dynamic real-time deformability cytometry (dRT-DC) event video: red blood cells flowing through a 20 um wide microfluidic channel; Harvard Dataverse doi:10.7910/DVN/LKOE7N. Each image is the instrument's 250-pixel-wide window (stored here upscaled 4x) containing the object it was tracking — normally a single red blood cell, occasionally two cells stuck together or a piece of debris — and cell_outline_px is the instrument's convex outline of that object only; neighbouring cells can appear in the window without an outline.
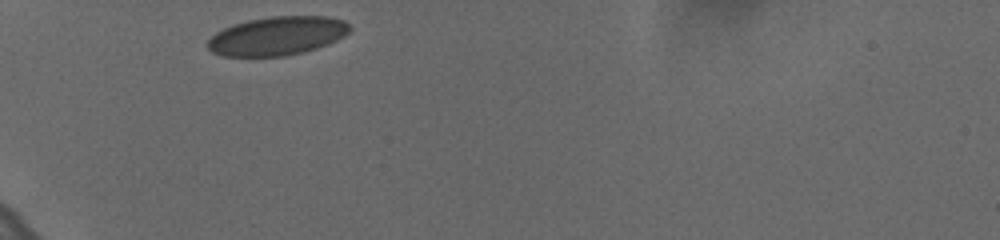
{"species": "human", "species_latin": "Homo sapiens", "temperature_condition": "cold", "stored_images_in_passage": 31, "camera_frame_rate_fps": 3000, "um_per_image_px": 0.085, "donor": {"sex": "female"}, "frame": {"image": 1, "passage_image": 1, "time_ms": 0.0, "image_size_px": [1000, 240], "cell_outline_px": [[352, 28], [344, 36], [328, 44], [304, 52], [284, 56], [224, 56], [212, 52], [204, 44], [216, 32], [224, 28], [248, 20], [272, 16], [328, 16], [344, 20]], "centroid_in_image_um": [23.57, 3.05], "position_along_channel_um": 61.4, "area_um2": 32.08}}
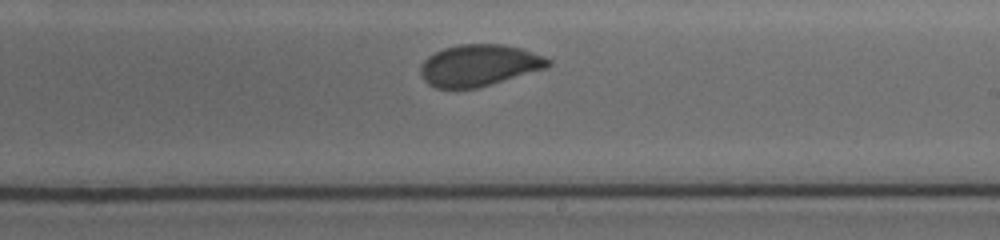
{"frame": {"image": 2, "passage_image": 18, "time_ms": 5.667, "image_size_px": [1000, 240], "cell_outline_px": [[552, 64], [548, 68], [476, 88], [436, 88], [428, 84], [424, 80], [420, 72], [420, 68], [424, 60], [428, 56], [444, 48], [460, 44], [504, 44], [520, 48], [544, 56], [552, 60]], "centroid_in_image_um": [40.75, 5.55], "position_along_channel_um": 248.3, "area_um2": 30.92}}
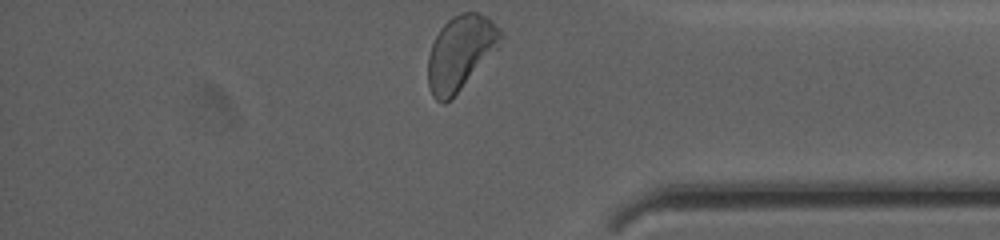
{"frame": {"image": 3, "passage_image": 31, "time_ms": 10.0, "image_size_px": [1000, 240], "cell_outline_px": [[500, 48], [452, 100], [444, 104], [436, 100], [432, 96], [428, 84], [428, 56], [432, 44], [440, 28], [452, 16], [460, 12], [476, 12], [484, 16], [500, 32]], "centroid_in_image_um": [39.11, 4.55], "position_along_channel_um": 396.1, "area_um2": 31.67}}